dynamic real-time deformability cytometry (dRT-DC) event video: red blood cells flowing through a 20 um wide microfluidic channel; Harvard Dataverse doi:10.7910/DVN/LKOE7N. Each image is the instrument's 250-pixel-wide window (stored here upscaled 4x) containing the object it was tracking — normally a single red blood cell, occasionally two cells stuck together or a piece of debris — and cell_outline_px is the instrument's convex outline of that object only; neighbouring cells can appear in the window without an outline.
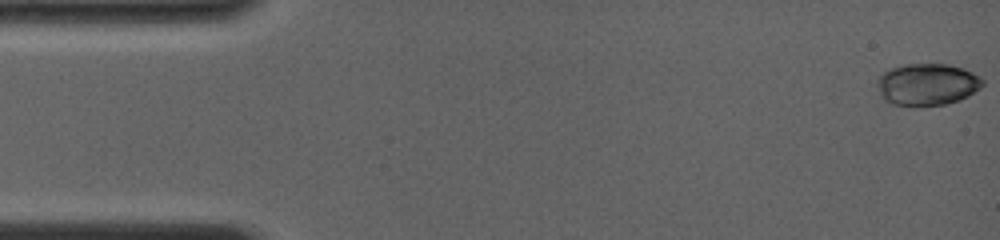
{"species": "common noctule bat (a hibernating species)", "species_latin": "Nyctalus noctula", "temperature_condition": "room temperature", "stored_images_in_passage": 41, "camera_frame_rate_fps": 4000, "um_per_image_px": 0.085, "animal": {"sex": "female", "body_mass_g": 19.0, "forearm_length_mm": 56.7}, "frame": {"image": 1, "passage_image": 1, "time_ms": 0.0, "image_size_px": [1000, 240], "cell_outline_px": [[984, 84], [968, 96], [944, 104], [896, 104], [888, 100], [880, 92], [880, 76], [884, 72], [892, 68], [904, 64], [944, 64], [960, 68], [984, 80]], "centroid_in_image_um": [78.84, 7.14], "position_along_channel_um": 6.2, "area_um2": 24.39}}
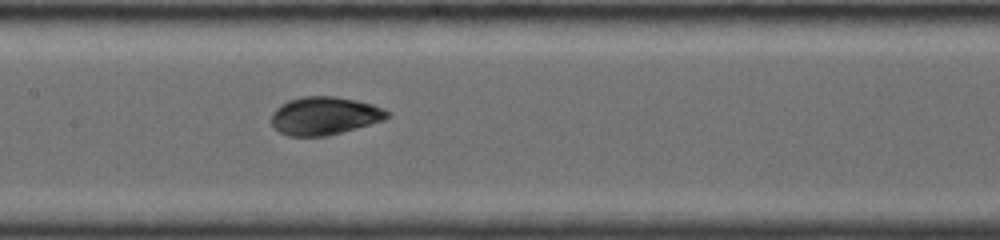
{"frame": {"image": 2, "passage_image": 23, "time_ms": 7.5, "image_size_px": [1000, 240], "cell_outline_px": [[388, 116], [384, 120], [356, 128], [324, 136], [288, 136], [280, 132], [272, 124], [272, 116], [276, 108], [280, 104], [288, 100], [300, 96], [336, 96], [356, 100], [372, 104], [384, 108], [388, 112]], "centroid_in_image_um": [27.57, 9.83], "position_along_channel_um": 179.8, "area_um2": 25.55}}
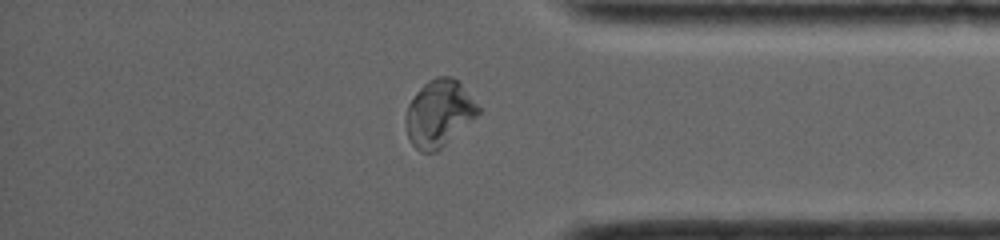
{"frame": {"image": 3, "passage_image": 39, "time_ms": 13.0, "image_size_px": [1000, 240], "cell_outline_px": [[480, 112], [476, 116], [436, 152], [420, 152], [412, 144], [408, 136], [404, 124], [404, 120], [408, 104], [416, 92], [428, 80], [436, 76], [452, 76], [460, 80], [480, 108]], "centroid_in_image_um": [37.29, 9.6], "position_along_channel_um": 397.9, "area_um2": 28.21}, "authors_computed_cell_mechanics": {"area_um2": 25.5476, "velocity_mm_per_s": 4.0356, "shape_relaxation_time_tau1_ms": 4.17, "shape_relaxation_time_tau2_ms": null, "deformation_change_tau1": 0.1502, "deformation_change_tau2": null}}